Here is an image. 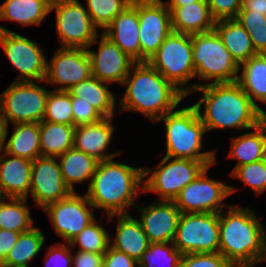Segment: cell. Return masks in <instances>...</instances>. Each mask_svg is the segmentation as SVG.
Segmentation results:
<instances>
[{
  "mask_svg": "<svg viewBox=\"0 0 266 267\" xmlns=\"http://www.w3.org/2000/svg\"><path fill=\"white\" fill-rule=\"evenodd\" d=\"M72 248L69 243L52 245L46 253L45 267H72Z\"/></svg>",
  "mask_w": 266,
  "mask_h": 267,
  "instance_id": "b9f144b4",
  "label": "cell"
},
{
  "mask_svg": "<svg viewBox=\"0 0 266 267\" xmlns=\"http://www.w3.org/2000/svg\"><path fill=\"white\" fill-rule=\"evenodd\" d=\"M143 168L124 161H99L87 190L89 202L95 209L109 215L130 214L127 208L136 205L135 198L144 193Z\"/></svg>",
  "mask_w": 266,
  "mask_h": 267,
  "instance_id": "277c9868",
  "label": "cell"
},
{
  "mask_svg": "<svg viewBox=\"0 0 266 267\" xmlns=\"http://www.w3.org/2000/svg\"><path fill=\"white\" fill-rule=\"evenodd\" d=\"M94 210L87 195L81 196L77 192H72L65 199L44 208L50 217L54 231L66 243H69L95 219Z\"/></svg>",
  "mask_w": 266,
  "mask_h": 267,
  "instance_id": "9a60e30c",
  "label": "cell"
},
{
  "mask_svg": "<svg viewBox=\"0 0 266 267\" xmlns=\"http://www.w3.org/2000/svg\"><path fill=\"white\" fill-rule=\"evenodd\" d=\"M0 45L20 74L14 81L44 82L47 58L39 43L0 25Z\"/></svg>",
  "mask_w": 266,
  "mask_h": 267,
  "instance_id": "4fadbf2b",
  "label": "cell"
},
{
  "mask_svg": "<svg viewBox=\"0 0 266 267\" xmlns=\"http://www.w3.org/2000/svg\"><path fill=\"white\" fill-rule=\"evenodd\" d=\"M57 159L60 164L64 183L71 192H76L74 189L75 183L89 180V187L99 163L96 158L76 150L75 148H71L58 156Z\"/></svg>",
  "mask_w": 266,
  "mask_h": 267,
  "instance_id": "f546056e",
  "label": "cell"
},
{
  "mask_svg": "<svg viewBox=\"0 0 266 267\" xmlns=\"http://www.w3.org/2000/svg\"><path fill=\"white\" fill-rule=\"evenodd\" d=\"M219 213H181L173 239L183 254L219 252Z\"/></svg>",
  "mask_w": 266,
  "mask_h": 267,
  "instance_id": "30bf717a",
  "label": "cell"
},
{
  "mask_svg": "<svg viewBox=\"0 0 266 267\" xmlns=\"http://www.w3.org/2000/svg\"><path fill=\"white\" fill-rule=\"evenodd\" d=\"M198 1L199 0H170V1H165L164 3L166 4L167 7H180Z\"/></svg>",
  "mask_w": 266,
  "mask_h": 267,
  "instance_id": "681fc988",
  "label": "cell"
},
{
  "mask_svg": "<svg viewBox=\"0 0 266 267\" xmlns=\"http://www.w3.org/2000/svg\"><path fill=\"white\" fill-rule=\"evenodd\" d=\"M136 208L140 212V219L137 220L150 243L173 242L181 215L173 201L159 200L151 205Z\"/></svg>",
  "mask_w": 266,
  "mask_h": 267,
  "instance_id": "d6986e66",
  "label": "cell"
},
{
  "mask_svg": "<svg viewBox=\"0 0 266 267\" xmlns=\"http://www.w3.org/2000/svg\"><path fill=\"white\" fill-rule=\"evenodd\" d=\"M87 12L97 28L105 29L132 0H86Z\"/></svg>",
  "mask_w": 266,
  "mask_h": 267,
  "instance_id": "74e56055",
  "label": "cell"
},
{
  "mask_svg": "<svg viewBox=\"0 0 266 267\" xmlns=\"http://www.w3.org/2000/svg\"><path fill=\"white\" fill-rule=\"evenodd\" d=\"M109 84L90 76L87 80L73 86L68 92L71 101L89 103L103 117H114L115 95L109 90Z\"/></svg>",
  "mask_w": 266,
  "mask_h": 267,
  "instance_id": "484cf974",
  "label": "cell"
},
{
  "mask_svg": "<svg viewBox=\"0 0 266 267\" xmlns=\"http://www.w3.org/2000/svg\"><path fill=\"white\" fill-rule=\"evenodd\" d=\"M240 11H253L266 17V0H243Z\"/></svg>",
  "mask_w": 266,
  "mask_h": 267,
  "instance_id": "c3c4849f",
  "label": "cell"
},
{
  "mask_svg": "<svg viewBox=\"0 0 266 267\" xmlns=\"http://www.w3.org/2000/svg\"><path fill=\"white\" fill-rule=\"evenodd\" d=\"M91 76L90 58L87 49L59 48L47 61L45 85L61 86L56 91H68Z\"/></svg>",
  "mask_w": 266,
  "mask_h": 267,
  "instance_id": "2e32d148",
  "label": "cell"
},
{
  "mask_svg": "<svg viewBox=\"0 0 266 267\" xmlns=\"http://www.w3.org/2000/svg\"><path fill=\"white\" fill-rule=\"evenodd\" d=\"M0 197V229L23 233L33 228L34 220L27 206V198Z\"/></svg>",
  "mask_w": 266,
  "mask_h": 267,
  "instance_id": "836d02e7",
  "label": "cell"
},
{
  "mask_svg": "<svg viewBox=\"0 0 266 267\" xmlns=\"http://www.w3.org/2000/svg\"><path fill=\"white\" fill-rule=\"evenodd\" d=\"M196 91L203 97L193 105L207 132L227 128L252 130L266 118L237 82L195 83L193 92Z\"/></svg>",
  "mask_w": 266,
  "mask_h": 267,
  "instance_id": "6da1fadb",
  "label": "cell"
},
{
  "mask_svg": "<svg viewBox=\"0 0 266 267\" xmlns=\"http://www.w3.org/2000/svg\"><path fill=\"white\" fill-rule=\"evenodd\" d=\"M210 167L185 186L173 201L181 213H220L226 209L223 200L237 191L236 187L208 177Z\"/></svg>",
  "mask_w": 266,
  "mask_h": 267,
  "instance_id": "7c38bea8",
  "label": "cell"
},
{
  "mask_svg": "<svg viewBox=\"0 0 266 267\" xmlns=\"http://www.w3.org/2000/svg\"><path fill=\"white\" fill-rule=\"evenodd\" d=\"M195 77L211 83L236 82L239 65L215 30L192 34ZM214 79V80H212Z\"/></svg>",
  "mask_w": 266,
  "mask_h": 267,
  "instance_id": "52a82bcc",
  "label": "cell"
},
{
  "mask_svg": "<svg viewBox=\"0 0 266 267\" xmlns=\"http://www.w3.org/2000/svg\"><path fill=\"white\" fill-rule=\"evenodd\" d=\"M170 11L172 30L178 33L197 34L214 30L213 18L207 0L180 7H167Z\"/></svg>",
  "mask_w": 266,
  "mask_h": 267,
  "instance_id": "603a6c76",
  "label": "cell"
},
{
  "mask_svg": "<svg viewBox=\"0 0 266 267\" xmlns=\"http://www.w3.org/2000/svg\"><path fill=\"white\" fill-rule=\"evenodd\" d=\"M182 256L173 243H150L138 261V267H157L159 263L158 267H179Z\"/></svg>",
  "mask_w": 266,
  "mask_h": 267,
  "instance_id": "d590c367",
  "label": "cell"
},
{
  "mask_svg": "<svg viewBox=\"0 0 266 267\" xmlns=\"http://www.w3.org/2000/svg\"><path fill=\"white\" fill-rule=\"evenodd\" d=\"M140 62H147L173 31L170 11L163 0H137Z\"/></svg>",
  "mask_w": 266,
  "mask_h": 267,
  "instance_id": "5bb4252c",
  "label": "cell"
},
{
  "mask_svg": "<svg viewBox=\"0 0 266 267\" xmlns=\"http://www.w3.org/2000/svg\"><path fill=\"white\" fill-rule=\"evenodd\" d=\"M20 233L0 229V264L6 259L10 249L15 245Z\"/></svg>",
  "mask_w": 266,
  "mask_h": 267,
  "instance_id": "7dc6e473",
  "label": "cell"
},
{
  "mask_svg": "<svg viewBox=\"0 0 266 267\" xmlns=\"http://www.w3.org/2000/svg\"><path fill=\"white\" fill-rule=\"evenodd\" d=\"M235 19L249 34L256 53L266 54V17L253 11H239Z\"/></svg>",
  "mask_w": 266,
  "mask_h": 267,
  "instance_id": "f35d334b",
  "label": "cell"
},
{
  "mask_svg": "<svg viewBox=\"0 0 266 267\" xmlns=\"http://www.w3.org/2000/svg\"><path fill=\"white\" fill-rule=\"evenodd\" d=\"M75 126L48 121L39 123L41 156L58 157L73 148Z\"/></svg>",
  "mask_w": 266,
  "mask_h": 267,
  "instance_id": "1f68e13d",
  "label": "cell"
},
{
  "mask_svg": "<svg viewBox=\"0 0 266 267\" xmlns=\"http://www.w3.org/2000/svg\"><path fill=\"white\" fill-rule=\"evenodd\" d=\"M13 126V133L7 143L5 141L8 128H4L3 151L11 156L31 161L41 157L39 123H17Z\"/></svg>",
  "mask_w": 266,
  "mask_h": 267,
  "instance_id": "83f0119b",
  "label": "cell"
},
{
  "mask_svg": "<svg viewBox=\"0 0 266 267\" xmlns=\"http://www.w3.org/2000/svg\"><path fill=\"white\" fill-rule=\"evenodd\" d=\"M52 0H5L0 5V20L23 26L40 25L49 15Z\"/></svg>",
  "mask_w": 266,
  "mask_h": 267,
  "instance_id": "4dcf8cb0",
  "label": "cell"
},
{
  "mask_svg": "<svg viewBox=\"0 0 266 267\" xmlns=\"http://www.w3.org/2000/svg\"><path fill=\"white\" fill-rule=\"evenodd\" d=\"M126 55L140 62L139 18L137 0H132L102 31Z\"/></svg>",
  "mask_w": 266,
  "mask_h": 267,
  "instance_id": "44dd1931",
  "label": "cell"
},
{
  "mask_svg": "<svg viewBox=\"0 0 266 267\" xmlns=\"http://www.w3.org/2000/svg\"><path fill=\"white\" fill-rule=\"evenodd\" d=\"M71 193L64 183L57 157L41 156L32 162L30 195L36 206L44 209Z\"/></svg>",
  "mask_w": 266,
  "mask_h": 267,
  "instance_id": "ac0fdd59",
  "label": "cell"
},
{
  "mask_svg": "<svg viewBox=\"0 0 266 267\" xmlns=\"http://www.w3.org/2000/svg\"><path fill=\"white\" fill-rule=\"evenodd\" d=\"M104 253L76 251L72 253V267H102Z\"/></svg>",
  "mask_w": 266,
  "mask_h": 267,
  "instance_id": "bcb514c9",
  "label": "cell"
},
{
  "mask_svg": "<svg viewBox=\"0 0 266 267\" xmlns=\"http://www.w3.org/2000/svg\"><path fill=\"white\" fill-rule=\"evenodd\" d=\"M45 239V235L39 227H33L27 232L20 233L17 242L10 249L0 267H29V262L38 255Z\"/></svg>",
  "mask_w": 266,
  "mask_h": 267,
  "instance_id": "d6a6232c",
  "label": "cell"
},
{
  "mask_svg": "<svg viewBox=\"0 0 266 267\" xmlns=\"http://www.w3.org/2000/svg\"><path fill=\"white\" fill-rule=\"evenodd\" d=\"M43 121L73 126L71 94L68 91H49Z\"/></svg>",
  "mask_w": 266,
  "mask_h": 267,
  "instance_id": "8d00e7d4",
  "label": "cell"
},
{
  "mask_svg": "<svg viewBox=\"0 0 266 267\" xmlns=\"http://www.w3.org/2000/svg\"><path fill=\"white\" fill-rule=\"evenodd\" d=\"M192 54V35L172 31L147 62L188 96L195 89V84L186 85L195 78Z\"/></svg>",
  "mask_w": 266,
  "mask_h": 267,
  "instance_id": "8992f818",
  "label": "cell"
},
{
  "mask_svg": "<svg viewBox=\"0 0 266 267\" xmlns=\"http://www.w3.org/2000/svg\"><path fill=\"white\" fill-rule=\"evenodd\" d=\"M179 267H234L221 253H190L182 256Z\"/></svg>",
  "mask_w": 266,
  "mask_h": 267,
  "instance_id": "60d3db41",
  "label": "cell"
},
{
  "mask_svg": "<svg viewBox=\"0 0 266 267\" xmlns=\"http://www.w3.org/2000/svg\"><path fill=\"white\" fill-rule=\"evenodd\" d=\"M165 123L166 154L172 158L216 161L214 150L202 151L206 127L194 105L168 112L156 122Z\"/></svg>",
  "mask_w": 266,
  "mask_h": 267,
  "instance_id": "5b68a950",
  "label": "cell"
},
{
  "mask_svg": "<svg viewBox=\"0 0 266 267\" xmlns=\"http://www.w3.org/2000/svg\"><path fill=\"white\" fill-rule=\"evenodd\" d=\"M4 122L0 118V151L3 150V143H4Z\"/></svg>",
  "mask_w": 266,
  "mask_h": 267,
  "instance_id": "f907efd6",
  "label": "cell"
},
{
  "mask_svg": "<svg viewBox=\"0 0 266 267\" xmlns=\"http://www.w3.org/2000/svg\"><path fill=\"white\" fill-rule=\"evenodd\" d=\"M214 30L239 66L257 54L249 34L236 19L218 20Z\"/></svg>",
  "mask_w": 266,
  "mask_h": 267,
  "instance_id": "f1b7e54d",
  "label": "cell"
},
{
  "mask_svg": "<svg viewBox=\"0 0 266 267\" xmlns=\"http://www.w3.org/2000/svg\"><path fill=\"white\" fill-rule=\"evenodd\" d=\"M237 83L266 117L257 101L266 104V54L257 53L239 66Z\"/></svg>",
  "mask_w": 266,
  "mask_h": 267,
  "instance_id": "d4e9b609",
  "label": "cell"
},
{
  "mask_svg": "<svg viewBox=\"0 0 266 267\" xmlns=\"http://www.w3.org/2000/svg\"><path fill=\"white\" fill-rule=\"evenodd\" d=\"M216 161H196L163 156L155 170L143 167L144 193L153 192L159 200L174 201L179 192ZM148 177V179H147Z\"/></svg>",
  "mask_w": 266,
  "mask_h": 267,
  "instance_id": "ba28073f",
  "label": "cell"
},
{
  "mask_svg": "<svg viewBox=\"0 0 266 267\" xmlns=\"http://www.w3.org/2000/svg\"><path fill=\"white\" fill-rule=\"evenodd\" d=\"M53 9L60 47L88 49L99 32L86 8L78 0H52Z\"/></svg>",
  "mask_w": 266,
  "mask_h": 267,
  "instance_id": "8fae6325",
  "label": "cell"
},
{
  "mask_svg": "<svg viewBox=\"0 0 266 267\" xmlns=\"http://www.w3.org/2000/svg\"><path fill=\"white\" fill-rule=\"evenodd\" d=\"M230 176L241 180L256 195H260L266 190V158L233 168Z\"/></svg>",
  "mask_w": 266,
  "mask_h": 267,
  "instance_id": "ab89813d",
  "label": "cell"
},
{
  "mask_svg": "<svg viewBox=\"0 0 266 267\" xmlns=\"http://www.w3.org/2000/svg\"><path fill=\"white\" fill-rule=\"evenodd\" d=\"M213 18L235 19L242 6V0H207Z\"/></svg>",
  "mask_w": 266,
  "mask_h": 267,
  "instance_id": "7bdbcfd3",
  "label": "cell"
},
{
  "mask_svg": "<svg viewBox=\"0 0 266 267\" xmlns=\"http://www.w3.org/2000/svg\"><path fill=\"white\" fill-rule=\"evenodd\" d=\"M73 112V126L95 123L104 118L91 104L84 101H71Z\"/></svg>",
  "mask_w": 266,
  "mask_h": 267,
  "instance_id": "ee69618b",
  "label": "cell"
},
{
  "mask_svg": "<svg viewBox=\"0 0 266 267\" xmlns=\"http://www.w3.org/2000/svg\"><path fill=\"white\" fill-rule=\"evenodd\" d=\"M113 117H104L100 121L76 126L74 130L73 148L96 158L98 161L114 159L121 152L108 151L113 132Z\"/></svg>",
  "mask_w": 266,
  "mask_h": 267,
  "instance_id": "ffe728a7",
  "label": "cell"
},
{
  "mask_svg": "<svg viewBox=\"0 0 266 267\" xmlns=\"http://www.w3.org/2000/svg\"><path fill=\"white\" fill-rule=\"evenodd\" d=\"M32 162L0 151V197L28 198Z\"/></svg>",
  "mask_w": 266,
  "mask_h": 267,
  "instance_id": "7402d4cb",
  "label": "cell"
},
{
  "mask_svg": "<svg viewBox=\"0 0 266 267\" xmlns=\"http://www.w3.org/2000/svg\"><path fill=\"white\" fill-rule=\"evenodd\" d=\"M115 216H118L119 220L113 241L110 238V246L138 262L142 254L148 249L150 241L137 219L130 214L109 215L107 217L111 221Z\"/></svg>",
  "mask_w": 266,
  "mask_h": 267,
  "instance_id": "cb8c5ba5",
  "label": "cell"
},
{
  "mask_svg": "<svg viewBox=\"0 0 266 267\" xmlns=\"http://www.w3.org/2000/svg\"><path fill=\"white\" fill-rule=\"evenodd\" d=\"M122 85L126 91L117 104L120 110L142 113L155 123L186 97L148 62H136Z\"/></svg>",
  "mask_w": 266,
  "mask_h": 267,
  "instance_id": "3957f363",
  "label": "cell"
},
{
  "mask_svg": "<svg viewBox=\"0 0 266 267\" xmlns=\"http://www.w3.org/2000/svg\"><path fill=\"white\" fill-rule=\"evenodd\" d=\"M34 81H13L0 95V118L8 128L9 121L40 123L43 121L46 100L50 90Z\"/></svg>",
  "mask_w": 266,
  "mask_h": 267,
  "instance_id": "9c48e42d",
  "label": "cell"
},
{
  "mask_svg": "<svg viewBox=\"0 0 266 267\" xmlns=\"http://www.w3.org/2000/svg\"><path fill=\"white\" fill-rule=\"evenodd\" d=\"M252 130L231 138L228 157L238 161L234 168L266 158V118Z\"/></svg>",
  "mask_w": 266,
  "mask_h": 267,
  "instance_id": "4316f807",
  "label": "cell"
},
{
  "mask_svg": "<svg viewBox=\"0 0 266 267\" xmlns=\"http://www.w3.org/2000/svg\"><path fill=\"white\" fill-rule=\"evenodd\" d=\"M97 221L95 218L69 242L72 249L79 245L78 250L84 252L105 253L107 251L110 245V234Z\"/></svg>",
  "mask_w": 266,
  "mask_h": 267,
  "instance_id": "e575fe53",
  "label": "cell"
},
{
  "mask_svg": "<svg viewBox=\"0 0 266 267\" xmlns=\"http://www.w3.org/2000/svg\"><path fill=\"white\" fill-rule=\"evenodd\" d=\"M138 262L127 254L112 248L110 245L104 253L102 267H136Z\"/></svg>",
  "mask_w": 266,
  "mask_h": 267,
  "instance_id": "f6af8a7d",
  "label": "cell"
},
{
  "mask_svg": "<svg viewBox=\"0 0 266 267\" xmlns=\"http://www.w3.org/2000/svg\"><path fill=\"white\" fill-rule=\"evenodd\" d=\"M100 35L87 49L90 58L91 76L108 84L119 83V85H122L136 62L103 33ZM99 36L101 37L100 40H98ZM96 43L99 45L97 51L90 50L89 48Z\"/></svg>",
  "mask_w": 266,
  "mask_h": 267,
  "instance_id": "e0dca14e",
  "label": "cell"
},
{
  "mask_svg": "<svg viewBox=\"0 0 266 267\" xmlns=\"http://www.w3.org/2000/svg\"><path fill=\"white\" fill-rule=\"evenodd\" d=\"M219 253L234 267H254L266 260V230L255 211L228 205L219 213Z\"/></svg>",
  "mask_w": 266,
  "mask_h": 267,
  "instance_id": "7a4b0ae2",
  "label": "cell"
}]
</instances>
